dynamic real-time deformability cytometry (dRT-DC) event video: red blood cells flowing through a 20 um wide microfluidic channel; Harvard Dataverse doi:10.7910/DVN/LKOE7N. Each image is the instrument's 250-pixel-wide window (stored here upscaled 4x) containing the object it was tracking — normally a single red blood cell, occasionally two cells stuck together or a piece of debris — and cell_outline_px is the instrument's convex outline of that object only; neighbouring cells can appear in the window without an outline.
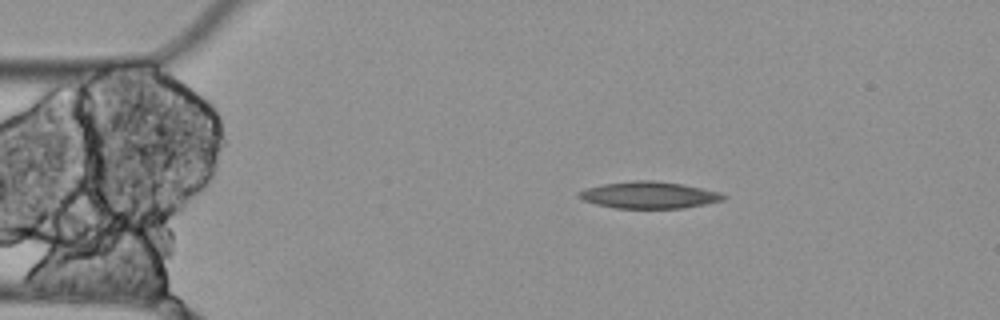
{"species": "Egyptian fruit bat (a non-hibernating species)", "species_latin": "Rousettus aegyptiacus", "temperature_condition": "cold", "stored_images_in_passage": 13, "camera_frame_rate_fps": 3000, "um_per_image_px": 0.085, "animal": {"sex": "female"}, "frame": {"image": 1, "passage_image": 1, "time_ms": 0.0, "image_size_px": [1000, 320], "cell_outline_px": [[728, 196], [724, 200], [684, 208], [616, 208], [596, 204], [584, 200], [576, 196], [576, 192], [588, 188], [604, 184], [632, 180], [652, 180], [684, 184], [720, 192]], "centroid_in_image_um": [55.18, 16.57], "position_along_channel_um": 29.8, "area_um2": 22.6}}
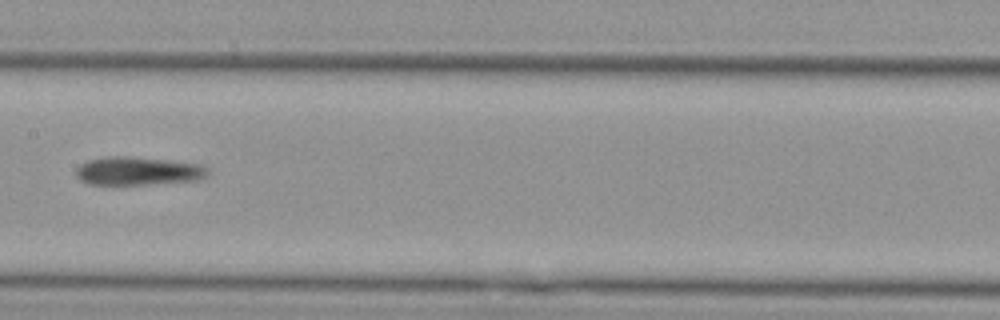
{"frame": {"image": 2, "passage_image": 6, "time_ms": 1.667, "image_size_px": [1000, 320], "cell_outline_px": [[208, 176], [200, 180], [148, 184], [88, 184], [80, 180], [76, 176], [76, 168], [80, 164], [88, 160], [104, 156], [128, 156], [172, 160], [204, 164], [208, 168]], "centroid_in_image_um": [11.77, 14.52], "position_along_channel_um": 195.6, "area_um2": 22.14}}
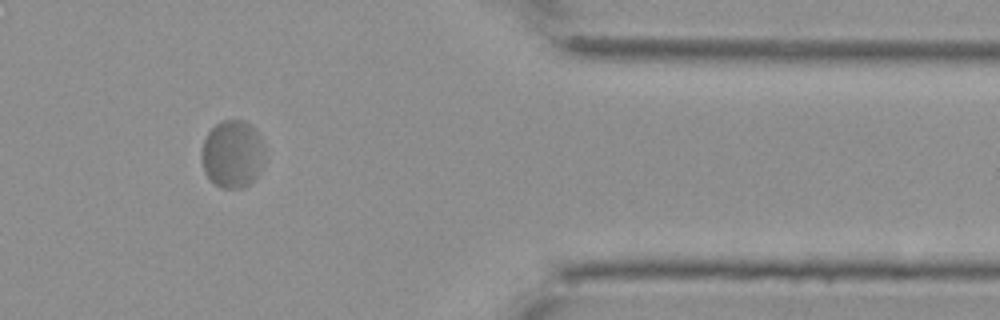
{"frame": {"image": 3, "passage_image": 11, "time_ms": 3.333, "image_size_px": [1000, 320], "cell_outline_px": [[264, 156], [260, 172], [256, 180], [240, 188], [220, 188], [204, 172], [200, 160], [200, 152], [204, 140], [208, 132], [220, 120], [244, 120], [256, 128], [260, 136], [264, 152]], "centroid_in_image_um": [19.75, 13.09], "position_along_channel_um": 391.6, "area_um2": 25.26}}